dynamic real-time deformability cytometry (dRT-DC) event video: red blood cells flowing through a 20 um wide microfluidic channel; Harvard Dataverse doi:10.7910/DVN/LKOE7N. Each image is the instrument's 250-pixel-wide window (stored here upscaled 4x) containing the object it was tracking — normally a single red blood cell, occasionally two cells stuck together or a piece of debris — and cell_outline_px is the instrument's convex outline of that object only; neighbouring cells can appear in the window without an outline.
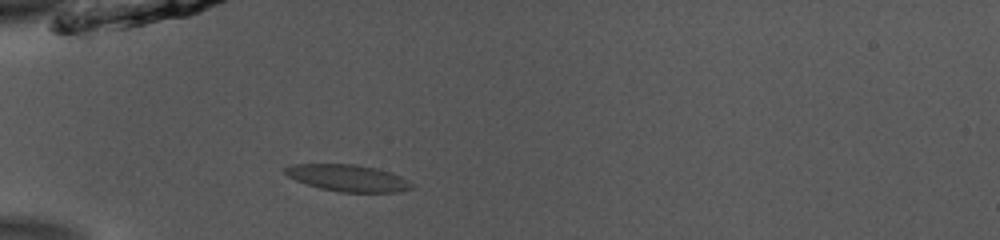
{"species": "common noctule bat (a hibernating species)", "species_latin": "Nyctalus noctula", "temperature_condition": "room temperature", "stored_images_in_passage": 39, "camera_frame_rate_fps": 3000, "um_per_image_px": 0.085, "animal": {"sex": "male", "body_mass_g": 13.0, "forearm_length_mm": 53.1}, "frame": {"image": 1, "passage_image": 6, "time_ms": 1.667, "image_size_px": [1000, 240], "cell_outline_px": [[412, 188], [396, 192], [340, 192], [320, 188], [296, 180], [288, 176], [284, 172], [284, 168], [292, 164], [356, 164], [376, 168], [392, 172], [408, 180], [412, 184]], "centroid_in_image_um": [29.57, 15.12], "position_along_channel_um": 55.4, "area_um2": 19.65}}
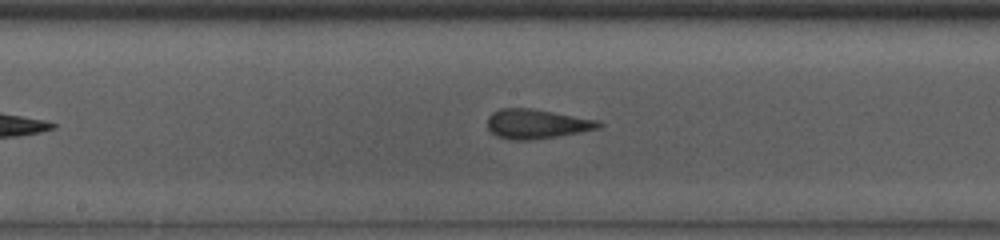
{"frame": {"image": 2, "passage_image": 18, "time_ms": 5.667, "image_size_px": [1000, 240], "cell_outline_px": [[604, 124], [600, 128], [556, 136], [532, 140], [508, 140], [496, 136], [488, 128], [488, 116], [492, 112], [500, 108], [532, 108], [600, 120]], "centroid_in_image_um": [45.61, 10.53], "position_along_channel_um": 202.6, "area_um2": 19.25}}
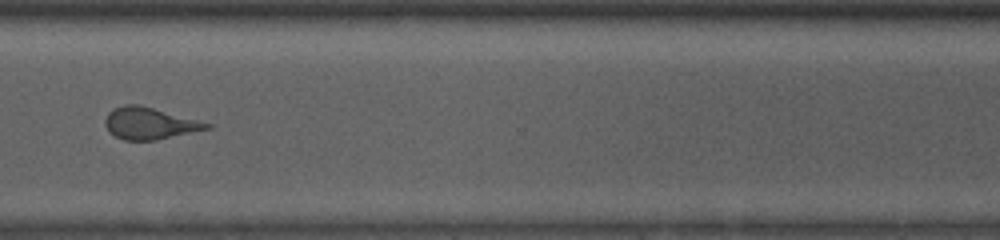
{"frame": {"image": 3, "passage_image": 30, "time_ms": 9.667, "image_size_px": [1000, 240], "cell_outline_px": [[212, 128], [156, 140], [124, 140], [108, 132], [104, 124], [104, 120], [108, 112], [124, 104], [140, 104], [212, 124]], "centroid_in_image_um": [12.69, 10.48], "position_along_channel_um": 357.9, "area_um2": 18.84}, "authors_computed_cell_mechanics": {"area_um2": 19.074, "velocity_mm_per_s": 3.8957, "shape_relaxation_time_tau1_ms": 5.0605, "shape_relaxation_time_tau2_ms": 1.3766, "deformation_change_tau1": 0.1821, "deformation_change_tau2": 0.0683}}